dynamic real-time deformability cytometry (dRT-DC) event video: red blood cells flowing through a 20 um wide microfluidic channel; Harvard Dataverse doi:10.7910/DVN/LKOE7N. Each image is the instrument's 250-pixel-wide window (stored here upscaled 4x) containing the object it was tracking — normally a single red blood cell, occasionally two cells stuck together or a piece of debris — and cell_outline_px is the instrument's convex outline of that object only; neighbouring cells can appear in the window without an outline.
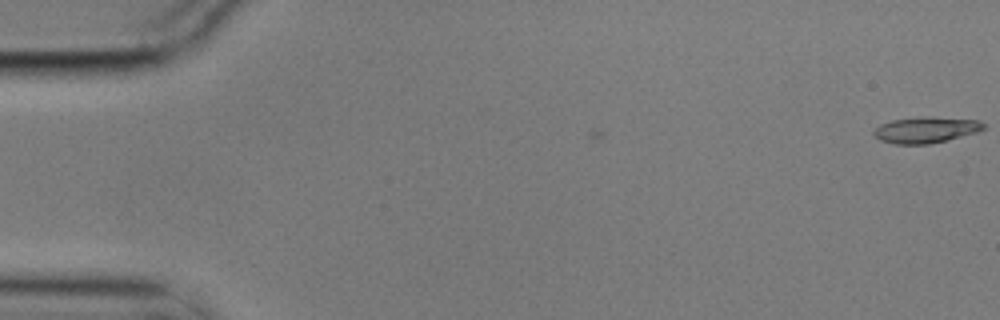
{"species": "common noctule bat (a hibernating species)", "species_latin": "Nyctalus noctula", "temperature_condition": "cold", "stored_images_in_passage": 2, "camera_frame_rate_fps": 3000, "um_per_image_px": 0.085, "animal": {"sex": "male", "body_mass_g": 17.9}, "frame": {"image": 1, "passage_image": 2, "time_ms": 0.333, "image_size_px": [1000, 320], "cell_outline_px": [[984, 128], [976, 132], [928, 144], [896, 144], [880, 140], [872, 132], [880, 124], [892, 120], [920, 116], [928, 116], [980, 120], [984, 124]], "centroid_in_image_um": [78.67, 11.02], "position_along_channel_um": 6.3, "area_um2": 16.53}}